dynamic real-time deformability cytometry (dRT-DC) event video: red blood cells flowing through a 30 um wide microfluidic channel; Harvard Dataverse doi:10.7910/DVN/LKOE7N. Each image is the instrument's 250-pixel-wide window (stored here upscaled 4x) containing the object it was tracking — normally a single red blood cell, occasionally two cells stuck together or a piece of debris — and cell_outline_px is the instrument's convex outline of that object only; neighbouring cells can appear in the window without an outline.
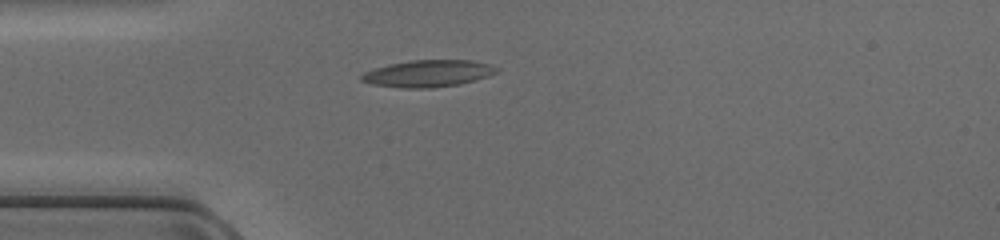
{"species": "common noctule bat (a hibernating species)", "species_latin": "Nyctalus noctula", "temperature_condition": "cold", "stored_images_in_passage": 37, "segment_of_instrument_passage": [1, 2], "camera_frame_rate_fps": 3000, "um_per_image_px": 0.085, "animal": {"sex": "female", "body_mass_g": 17.0, "forearm_length_mm": 48.0}, "frame": {"image": 1, "passage_image": 1, "time_ms": 0.0, "image_size_px": [1000, 240], "cell_outline_px": [[500, 68], [496, 72], [488, 76], [476, 80], [460, 84], [432, 88], [400, 88], [372, 84], [360, 80], [360, 76], [364, 72], [388, 64], [412, 60], [472, 60], [492, 64]], "centroid_in_image_um": [36.41, 6.24], "position_along_channel_um": 48.6, "area_um2": 21.33}}
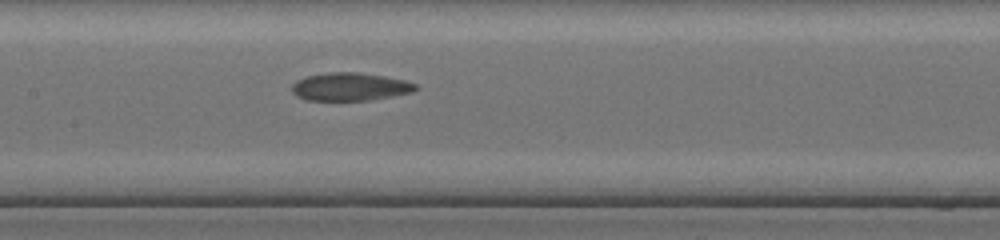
{"frame": {"image": 2, "passage_image": 11, "time_ms": 3.333, "image_size_px": [1000, 240], "cell_outline_px": [[420, 88], [412, 92], [368, 100], [304, 100], [296, 96], [292, 92], [292, 84], [296, 80], [308, 76], [328, 72], [360, 72], [384, 76], [404, 80], [416, 84]], "centroid_in_image_um": [29.73, 7.37], "position_along_channel_um": 177.7, "area_um2": 20.17}}
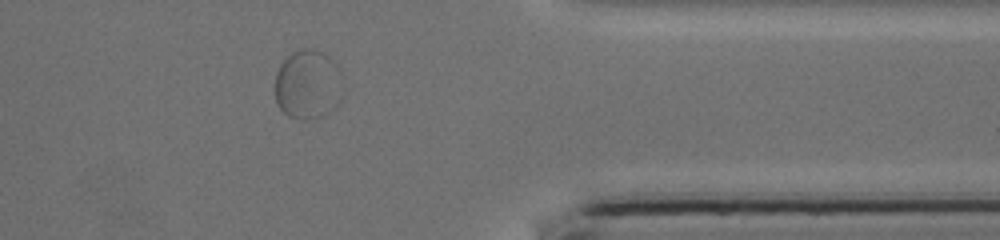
{"frame": {"image": 3, "passage_image": 27, "time_ms": 8.667, "image_size_px": [1000, 240], "cell_outline_px": [[340, 72], [336, 104], [324, 116], [304, 120], [300, 120], [288, 116], [276, 104], [276, 72], [280, 64], [292, 52], [304, 48], [312, 48], [324, 52], [336, 64]], "centroid_in_image_um": [26.1, 7.17], "position_along_channel_um": 385.3, "area_um2": 26.93}}